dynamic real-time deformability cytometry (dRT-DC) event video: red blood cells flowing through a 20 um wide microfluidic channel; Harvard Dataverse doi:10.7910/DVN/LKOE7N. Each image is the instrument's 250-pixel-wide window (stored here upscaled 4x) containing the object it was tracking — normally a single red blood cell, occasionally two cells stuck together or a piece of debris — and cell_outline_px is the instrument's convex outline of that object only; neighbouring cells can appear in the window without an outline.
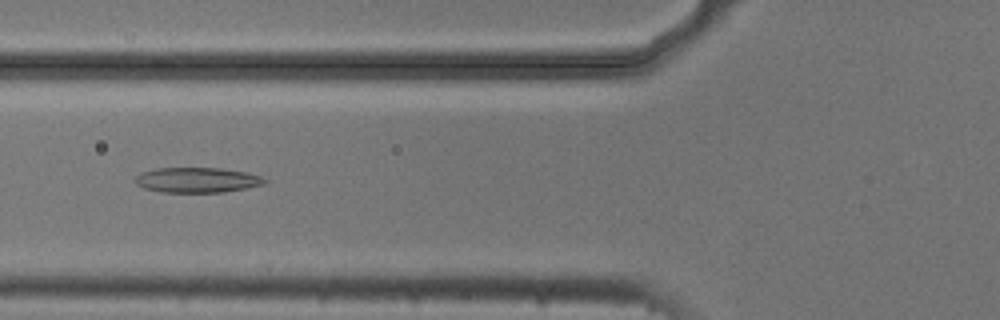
{"species": "common noctule bat (a hibernating species)", "species_latin": "Nyctalus noctula", "temperature_condition": "cold", "stored_images_in_passage": 36, "camera_frame_rate_fps": 3000, "um_per_image_px": 0.085, "animal": {"sex": "male", "body_mass_g": 20.5, "forearm_length_mm": 52.5}, "frame": {"image": 1, "passage_image": 13, "time_ms": 4.0, "image_size_px": [1000, 320], "cell_outline_px": [[268, 180], [264, 184], [224, 192], [160, 192], [144, 188], [136, 184], [132, 180], [140, 172], [156, 168], [220, 168], [248, 172], [260, 176]], "centroid_in_image_um": [16.71, 15.29], "position_along_channel_um": 109.1, "area_um2": 19.07}}
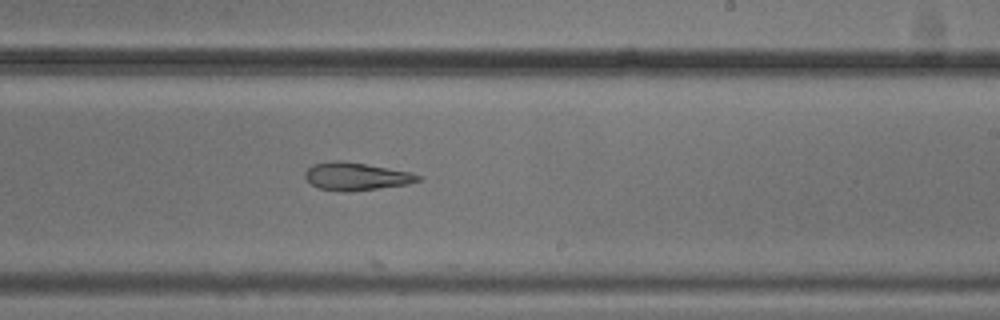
{"frame": {"image": 2, "passage_image": 25, "time_ms": 8.0, "image_size_px": [1000, 320], "cell_outline_px": [[420, 180], [408, 184], [348, 192], [320, 188], [312, 184], [304, 176], [304, 172], [312, 164], [332, 160], [340, 160], [364, 164], [408, 172], [420, 176]], "centroid_in_image_um": [30.21, 14.99], "position_along_channel_um": 258.8, "area_um2": 17.92}}
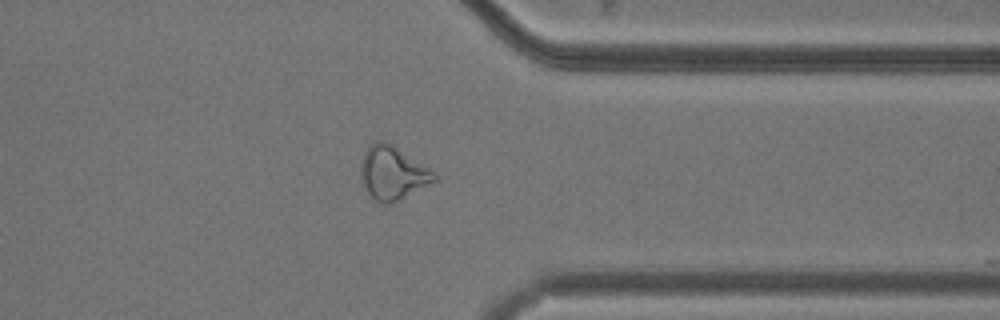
{"frame": {"image": 3, "passage_image": 35, "time_ms": 11.333, "image_size_px": [1000, 320], "cell_outline_px": [[440, 180], [400, 200], [388, 204], [384, 204], [376, 200], [368, 192], [360, 176], [360, 164], [364, 152], [368, 144], [376, 140], [384, 140], [392, 144], [432, 168], [440, 176]], "centroid_in_image_um": [33.44, 14.68], "position_along_channel_um": 378.0, "area_um2": 23.58}}